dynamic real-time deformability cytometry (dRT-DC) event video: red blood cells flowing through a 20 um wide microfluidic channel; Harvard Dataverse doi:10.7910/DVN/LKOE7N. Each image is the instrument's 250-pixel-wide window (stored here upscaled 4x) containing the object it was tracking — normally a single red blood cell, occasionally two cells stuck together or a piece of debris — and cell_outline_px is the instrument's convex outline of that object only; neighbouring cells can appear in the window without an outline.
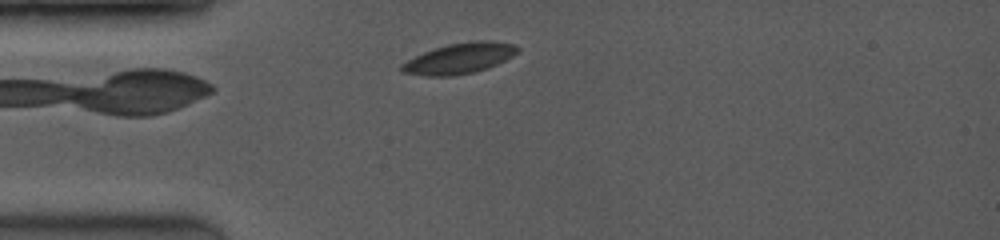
{"species": "common noctule bat (a hibernating species)", "species_latin": "Nyctalus noctula", "temperature_condition": "room temperature", "stored_images_in_passage": 22, "camera_frame_rate_fps": 3500, "um_per_image_px": 0.085, "animal": {"sex": "female", "body_mass_g": 19.0, "forearm_length_mm": 53.3}, "frame": {"image": 1, "passage_image": 4, "time_ms": 1.143, "image_size_px": [1000, 240], "cell_outline_px": [[520, 52], [488, 68], [476, 72], [452, 76], [424, 76], [404, 72], [400, 68], [400, 64], [424, 52], [448, 44], [476, 40], [484, 40], [516, 44], [520, 48]], "centroid_in_image_um": [39.09, 4.96], "position_along_channel_um": 45.9, "area_um2": 20.63}}
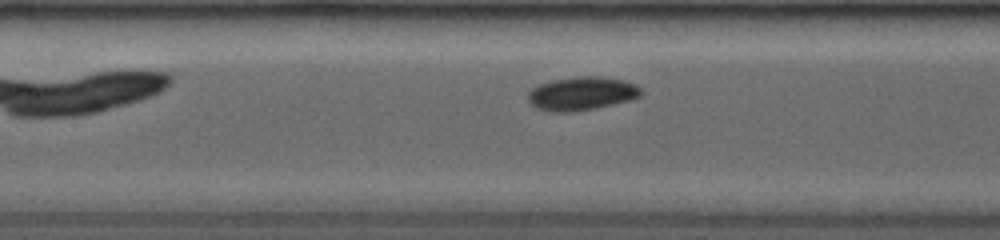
{"frame": {"image": 2, "passage_image": 14, "time_ms": 4.286, "image_size_px": [1000, 240], "cell_outline_px": [[640, 96], [628, 100], [596, 108], [572, 112], [552, 112], [536, 108], [528, 100], [528, 92], [532, 88], [540, 84], [552, 80], [576, 76], [596, 76], [624, 80], [640, 88]], "centroid_in_image_um": [49.39, 7.95], "position_along_channel_um": 158.0, "area_um2": 21.85}}
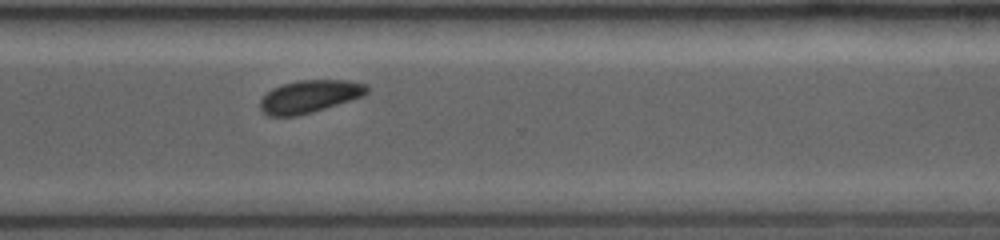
{"frame": {"image": 3, "passage_image": 22, "time_ms": 8.857, "image_size_px": [1000, 240], "cell_outline_px": [[368, 92], [364, 96], [312, 112], [296, 116], [268, 116], [260, 112], [260, 100], [272, 88], [284, 84], [300, 80], [348, 80], [368, 84]], "centroid_in_image_um": [26.32, 8.2], "position_along_channel_um": 344.3, "area_um2": 20.35}}